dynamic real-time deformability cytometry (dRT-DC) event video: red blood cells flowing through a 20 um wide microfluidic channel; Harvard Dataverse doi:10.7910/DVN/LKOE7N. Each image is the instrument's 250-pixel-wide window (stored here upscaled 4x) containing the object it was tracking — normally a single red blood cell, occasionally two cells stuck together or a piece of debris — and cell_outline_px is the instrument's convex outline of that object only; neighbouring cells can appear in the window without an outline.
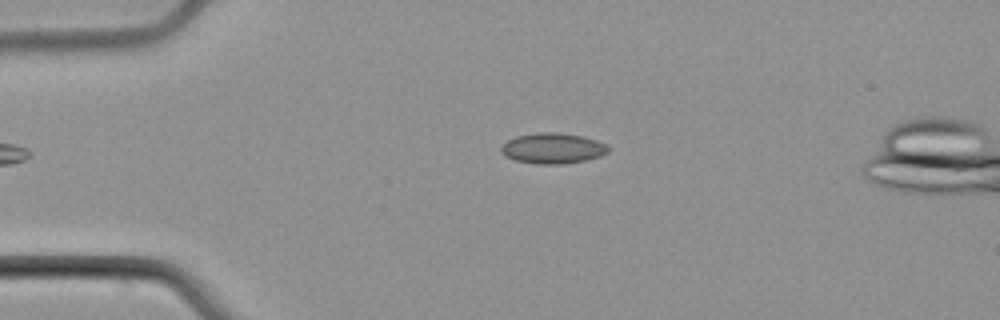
{"species": "common noctule bat (a hibernating species)", "species_latin": "Nyctalus noctula", "temperature_condition": "cold", "stored_images_in_passage": 3, "camera_frame_rate_fps": 3000, "um_per_image_px": 0.085, "animal": {"sex": "male", "body_mass_g": 21.5, "forearm_length_mm": 52.0}, "frame": {"image": 1, "passage_image": 1, "time_ms": 0.0, "image_size_px": [1000, 320], "cell_outline_px": [[612, 148], [608, 152], [600, 156], [584, 160], [560, 164], [536, 164], [516, 160], [504, 156], [500, 152], [500, 148], [508, 140], [516, 136], [540, 132], [560, 132], [584, 136], [596, 140]], "centroid_in_image_um": [46.98, 12.6], "position_along_channel_um": 38.0, "area_um2": 19.13}}